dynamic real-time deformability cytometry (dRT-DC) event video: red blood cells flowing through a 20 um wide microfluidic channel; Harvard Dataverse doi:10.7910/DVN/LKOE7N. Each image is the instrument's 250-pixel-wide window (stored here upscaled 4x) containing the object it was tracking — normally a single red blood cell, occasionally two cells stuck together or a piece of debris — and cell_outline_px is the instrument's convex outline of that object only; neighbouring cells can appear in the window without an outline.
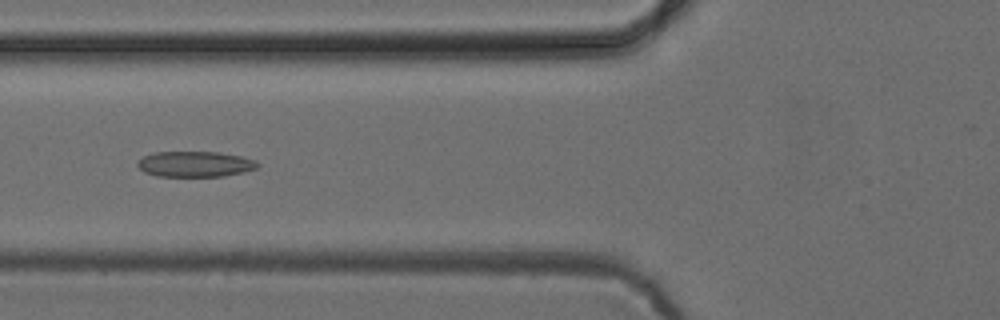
{"species": "common noctule bat (a hibernating species)", "species_latin": "Nyctalus noctula", "temperature_condition": "cold", "stored_images_in_passage": 20, "camera_frame_rate_fps": 3000, "um_per_image_px": 0.085, "animal": {"sex": "female", "body_mass_g": 24.6, "forearm_length_mm": 56.2}, "frame": {"image": 1, "passage_image": 11, "time_ms": 3.333, "image_size_px": [1000, 320], "cell_outline_px": [[260, 164], [256, 168], [244, 172], [224, 176], [156, 176], [144, 172], [136, 164], [144, 156], [152, 152], [216, 152], [240, 156], [256, 160]], "centroid_in_image_um": [16.58, 13.95], "position_along_channel_um": 109.2, "area_um2": 17.86}}
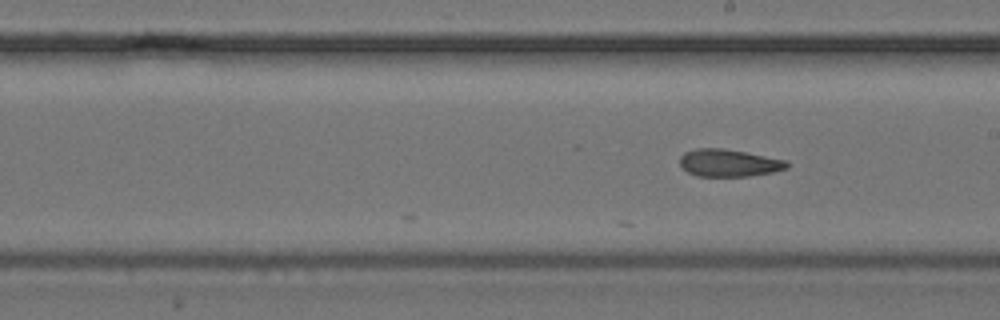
{"frame": {"image": 2, "passage_image": 20, "time_ms": 6.333, "image_size_px": [1000, 320], "cell_outline_px": [[788, 168], [772, 172], [748, 176], [696, 176], [688, 172], [680, 164], [680, 156], [684, 152], [696, 148], [724, 148], [788, 160]], "centroid_in_image_um": [61.95, 13.84], "position_along_channel_um": 227.0, "area_um2": 17.11}}